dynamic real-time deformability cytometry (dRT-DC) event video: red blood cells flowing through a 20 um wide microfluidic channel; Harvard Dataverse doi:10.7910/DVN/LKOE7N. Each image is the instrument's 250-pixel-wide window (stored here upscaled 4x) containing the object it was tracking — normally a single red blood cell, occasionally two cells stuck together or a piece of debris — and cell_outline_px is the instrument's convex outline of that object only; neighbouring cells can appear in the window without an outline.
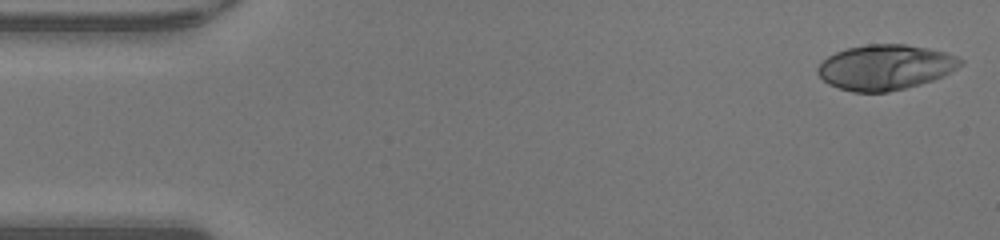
{"species": "human", "species_latin": "Homo sapiens", "temperature_condition": "warm", "stored_images_in_passage": 47, "camera_frame_rate_fps": 3000, "um_per_image_px": 0.085, "donor": {"sex": "male"}, "frame": {"image": 1, "passage_image": 1, "time_ms": 0.0, "image_size_px": [1000, 240], "cell_outline_px": [[964, 64], [944, 76], [920, 84], [888, 92], [852, 92], [828, 84], [816, 72], [816, 68], [828, 56], [836, 52], [848, 48], [868, 44], [904, 44], [928, 48], [944, 52], [956, 56], [964, 60]], "centroid_in_image_um": [75.27, 5.72], "position_along_channel_um": 9.7, "area_um2": 37.57}}
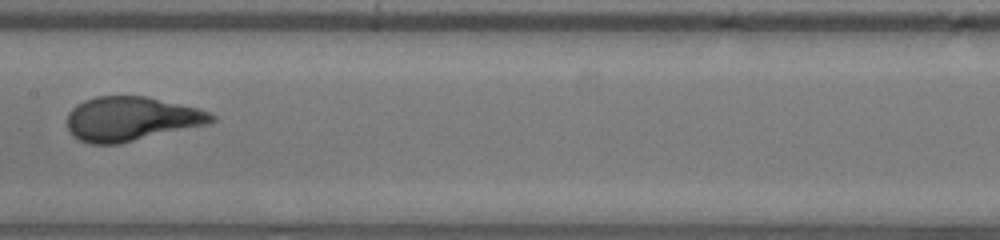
{"frame": {"image": 2, "passage_image": 23, "time_ms": 7.333, "image_size_px": [1000, 240], "cell_outline_px": [[216, 120], [208, 124], [120, 144], [88, 144], [72, 136], [68, 128], [68, 112], [76, 104], [84, 100], [96, 96], [148, 96], [196, 108], [208, 112], [216, 116]], "centroid_in_image_um": [11.13, 10.11], "position_along_channel_um": 196.3, "area_um2": 37.34}}
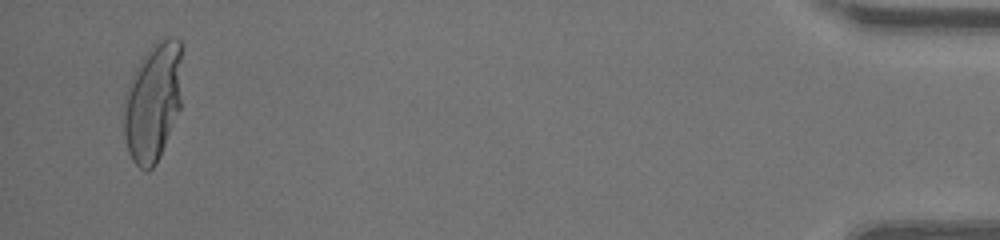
{"frame": {"image": 3, "passage_image": 45, "time_ms": 14.667, "image_size_px": [1000, 240], "cell_outline_px": [[180, 108], [160, 156], [156, 164], [148, 172], [140, 168], [132, 160], [128, 152], [124, 136], [124, 108], [128, 84], [132, 72], [140, 60], [160, 40], [168, 36], [176, 36], [180, 40]], "centroid_in_image_um": [12.98, 8.71], "position_along_channel_um": 422.2, "area_um2": 39.94}, "authors_computed_cell_mechanics": {"area_um2": 36.9342, "velocity_mm_per_s": 4.3433, "shape_relaxation_time_tau1_ms": 4.7242, "shape_relaxation_time_tau2_ms": null, "deformation_change_tau1": 0.2803, "deformation_change_tau2": null}}